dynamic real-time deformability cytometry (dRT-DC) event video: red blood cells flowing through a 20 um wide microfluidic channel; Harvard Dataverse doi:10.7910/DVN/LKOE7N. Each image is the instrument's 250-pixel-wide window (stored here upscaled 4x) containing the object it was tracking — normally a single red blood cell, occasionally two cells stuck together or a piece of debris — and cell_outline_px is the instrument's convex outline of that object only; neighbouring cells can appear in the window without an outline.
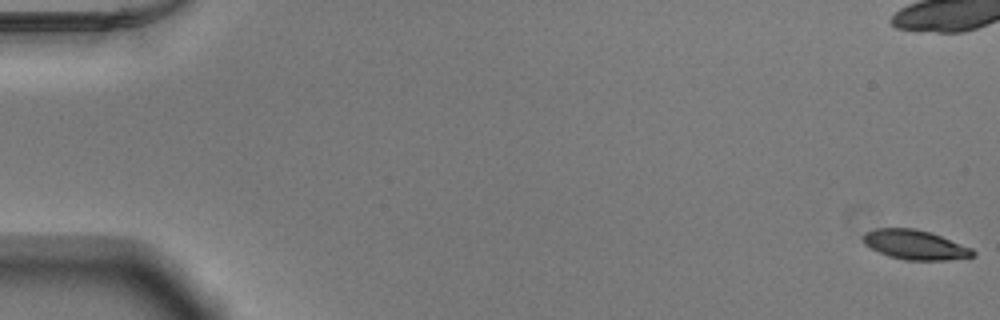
{"species": "Egyptian fruit bat (a non-hibernating species)", "species_latin": "Rousettus aegyptiacus", "temperature_condition": "warm", "stored_images_in_passage": 19, "camera_frame_rate_fps": 3000, "um_per_image_px": 0.085, "animal": {"sex": "male"}, "frame": {"image": 1, "passage_image": 1, "time_ms": 0.0, "image_size_px": [1000, 320], "cell_outline_px": [[976, 256], [948, 260], [904, 260], [888, 256], [864, 244], [864, 232], [876, 228], [916, 228], [932, 232], [972, 248], [976, 252]], "centroid_in_image_um": [77.82, 20.8], "position_along_channel_um": 7.2, "area_um2": 19.02}}